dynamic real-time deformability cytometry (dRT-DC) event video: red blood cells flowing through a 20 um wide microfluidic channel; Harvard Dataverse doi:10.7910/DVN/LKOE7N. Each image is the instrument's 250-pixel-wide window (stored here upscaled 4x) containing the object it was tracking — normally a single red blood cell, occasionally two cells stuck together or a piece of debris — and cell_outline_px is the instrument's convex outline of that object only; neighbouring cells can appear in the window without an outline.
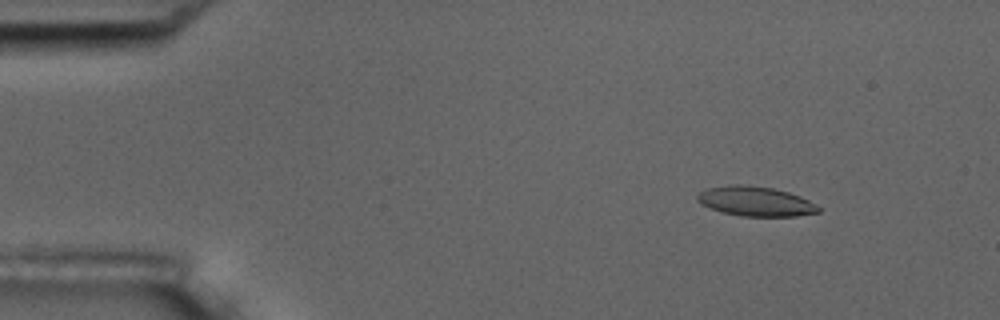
{"species": "common noctule bat (a hibernating species)", "species_latin": "Nyctalus noctula", "temperature_condition": "room temperature", "stored_images_in_passage": 7, "camera_frame_rate_fps": 3000, "um_per_image_px": 0.085, "animal": {"sex": "male", "body_mass_g": 17.5, "forearm_length_mm": 52.3}, "frame": {"image": 1, "passage_image": 2, "time_ms": 1.0, "image_size_px": [1000, 320], "cell_outline_px": [[820, 212], [796, 216], [744, 216], [724, 212], [712, 208], [696, 200], [696, 196], [700, 192], [708, 188], [732, 184], [744, 184], [772, 188], [788, 192], [800, 196], [808, 200], [820, 208]], "centroid_in_image_um": [64.24, 17.1], "position_along_channel_um": 20.8, "area_um2": 20.63}}